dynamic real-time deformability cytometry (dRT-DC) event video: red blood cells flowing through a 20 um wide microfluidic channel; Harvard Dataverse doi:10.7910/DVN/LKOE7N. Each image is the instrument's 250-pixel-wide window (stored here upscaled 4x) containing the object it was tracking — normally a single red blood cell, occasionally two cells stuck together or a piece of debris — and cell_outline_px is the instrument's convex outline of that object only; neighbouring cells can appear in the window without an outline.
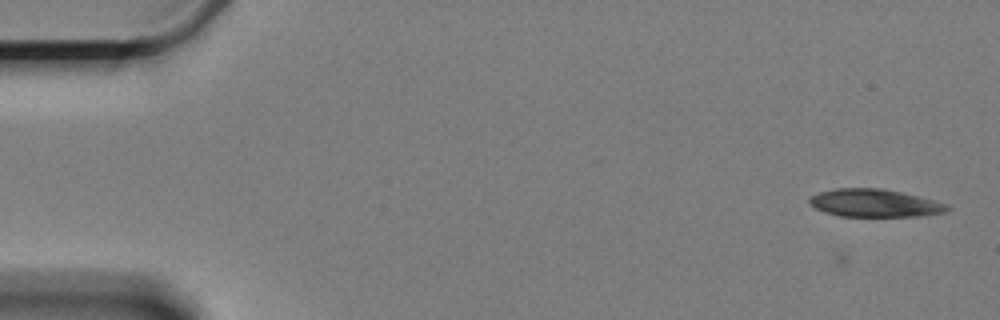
{"species": "Egyptian fruit bat (a non-hibernating species)", "species_latin": "Rousettus aegyptiacus", "temperature_condition": "cold", "stored_images_in_passage": 4, "camera_frame_rate_fps": 3000, "um_per_image_px": 0.085, "animal": {"sex": "female"}, "frame": {"image": 1, "passage_image": 4, "time_ms": 1.0, "image_size_px": [1000, 320], "cell_outline_px": [[952, 208], [944, 212], [920, 216], [840, 216], [824, 212], [808, 204], [808, 200], [812, 196], [820, 192], [836, 188], [884, 188], [948, 204]], "centroid_in_image_um": [74.32, 17.26], "position_along_channel_um": 10.7, "area_um2": 22.2}}